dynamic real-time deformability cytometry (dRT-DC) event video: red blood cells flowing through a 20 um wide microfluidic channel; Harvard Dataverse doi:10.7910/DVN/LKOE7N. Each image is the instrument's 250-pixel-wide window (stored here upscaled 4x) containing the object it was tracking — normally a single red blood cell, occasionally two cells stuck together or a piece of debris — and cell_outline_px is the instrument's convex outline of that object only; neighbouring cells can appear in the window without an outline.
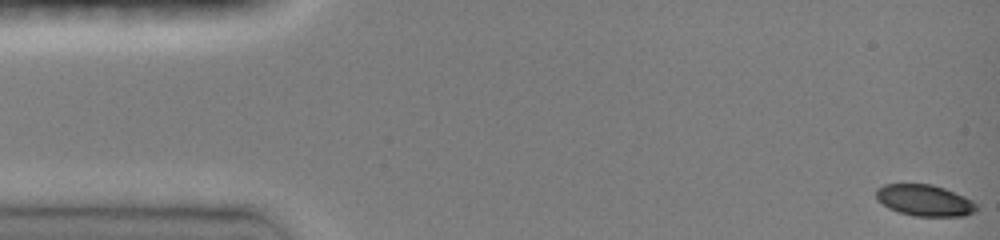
{"species": "common noctule bat (a hibernating species)", "species_latin": "Nyctalus noctula", "temperature_condition": "room temperature", "stored_images_in_passage": 47, "camera_frame_rate_fps": 3000, "um_per_image_px": 0.085, "animal": {"sex": "female", "body_mass_g": 19.0, "forearm_length_mm": 51.5}, "frame": {"image": 1, "passage_image": 1, "time_ms": 0.0, "image_size_px": [1000, 240], "cell_outline_px": [[980, 208], [976, 212], [964, 216], [916, 216], [900, 212], [888, 208], [876, 200], [876, 188], [884, 184], [932, 184], [944, 188], [964, 196], [972, 200]], "centroid_in_image_um": [78.6, 17.03], "position_along_channel_um": 6.4, "area_um2": 18.5}}
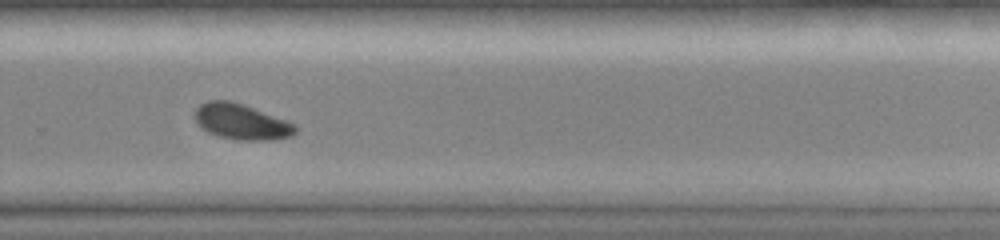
{"frame": {"image": 2, "passage_image": 33, "time_ms": 10.667, "image_size_px": [1000, 240], "cell_outline_px": [[296, 132], [292, 136], [268, 140], [240, 140], [220, 136], [208, 132], [200, 128], [196, 120], [196, 108], [200, 104], [208, 100], [228, 100], [288, 120], [296, 128]], "centroid_in_image_um": [20.5, 10.35], "position_along_channel_um": 309.3, "area_um2": 20.52}}
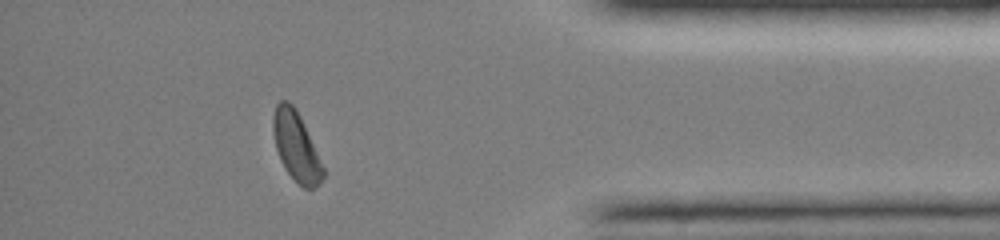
{"frame": {"image": 3, "passage_image": 42, "time_ms": 13.667, "image_size_px": [1000, 240], "cell_outline_px": [[324, 176], [312, 188], [304, 188], [284, 168], [280, 160], [276, 148], [272, 132], [272, 116], [276, 104], [280, 100], [288, 100], [296, 108], [300, 116], [324, 168]], "centroid_in_image_um": [25.13, 12.38], "position_along_channel_um": 410.1, "area_um2": 19.83}, "authors_computed_cell_mechanics": {"area_um2": 20.4612, "velocity_mm_per_s": 4.0393, "shape_relaxation_time_tau1_ms": 2.3808, "shape_relaxation_time_tau2_ms": null, "deformation_change_tau1": 0.1167, "deformation_change_tau2": null}}